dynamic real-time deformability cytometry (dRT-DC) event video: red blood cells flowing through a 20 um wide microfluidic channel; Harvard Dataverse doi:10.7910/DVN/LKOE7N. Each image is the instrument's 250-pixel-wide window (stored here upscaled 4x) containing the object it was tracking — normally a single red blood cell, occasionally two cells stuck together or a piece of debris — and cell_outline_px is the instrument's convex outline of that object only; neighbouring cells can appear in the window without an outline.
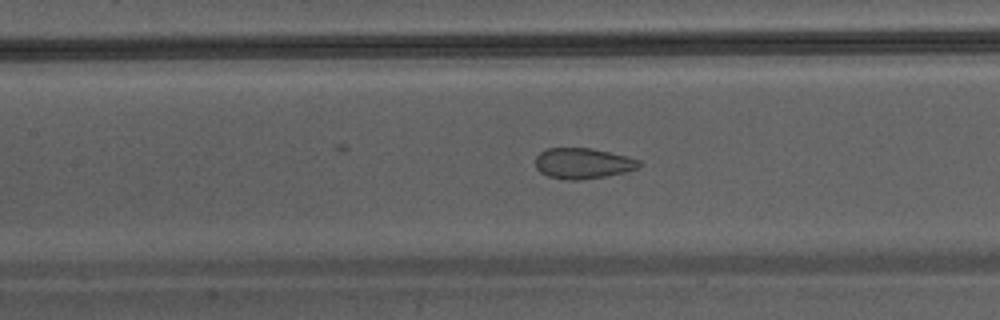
{"species": "Egyptian fruit bat (a non-hibernating species)", "species_latin": "Rousettus aegyptiacus", "temperature_condition": "warm", "stored_images_in_passage": 34, "camera_frame_rate_fps": 3000, "um_per_image_px": 0.085, "animal": {"sex": "male"}, "frame": {"image": 1, "passage_image": 18, "time_ms": 5.667, "image_size_px": [1000, 320], "cell_outline_px": [[644, 164], [640, 168], [624, 172], [604, 176], [580, 180], [568, 180], [548, 176], [540, 172], [536, 168], [536, 156], [540, 152], [548, 148], [592, 148], [628, 156], [640, 160]], "centroid_in_image_um": [49.58, 13.88], "position_along_channel_um": 157.8, "area_um2": 18.67}}
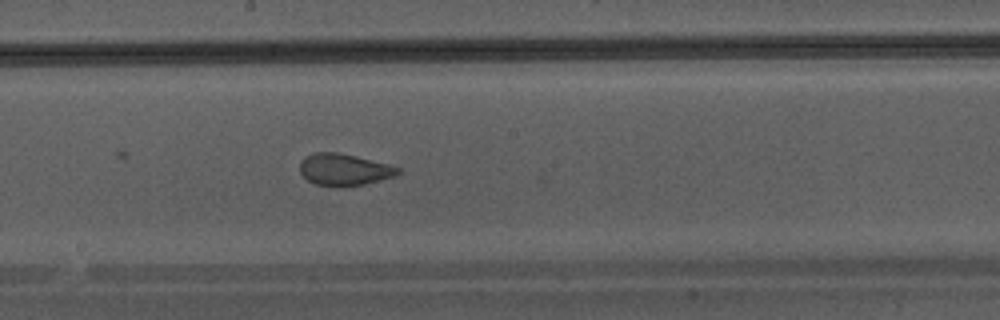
{"frame": {"image": 2, "passage_image": 22, "time_ms": 7.0, "image_size_px": [1000, 320], "cell_outline_px": [[400, 172], [396, 176], [364, 184], [340, 188], [316, 184], [308, 180], [300, 172], [300, 160], [304, 156], [312, 152], [340, 152], [388, 164], [400, 168]], "centroid_in_image_um": [29.23, 14.41], "position_along_channel_um": 219.0, "area_um2": 18.44}}
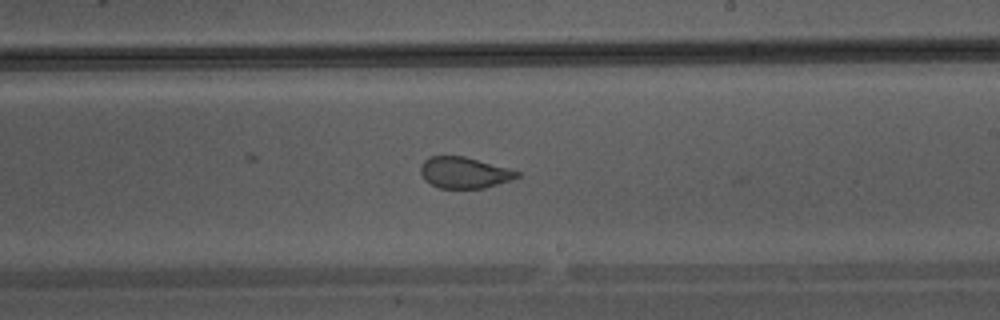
{"frame": {"image": 3, "passage_image": 24, "time_ms": 7.667, "image_size_px": [1000, 320], "cell_outline_px": [[520, 176], [484, 188], [440, 188], [424, 180], [420, 172], [420, 164], [424, 160], [432, 156], [464, 156], [508, 168], [520, 172]], "centroid_in_image_um": [39.42, 14.67], "position_along_channel_um": 249.6, "area_um2": 17.34}}